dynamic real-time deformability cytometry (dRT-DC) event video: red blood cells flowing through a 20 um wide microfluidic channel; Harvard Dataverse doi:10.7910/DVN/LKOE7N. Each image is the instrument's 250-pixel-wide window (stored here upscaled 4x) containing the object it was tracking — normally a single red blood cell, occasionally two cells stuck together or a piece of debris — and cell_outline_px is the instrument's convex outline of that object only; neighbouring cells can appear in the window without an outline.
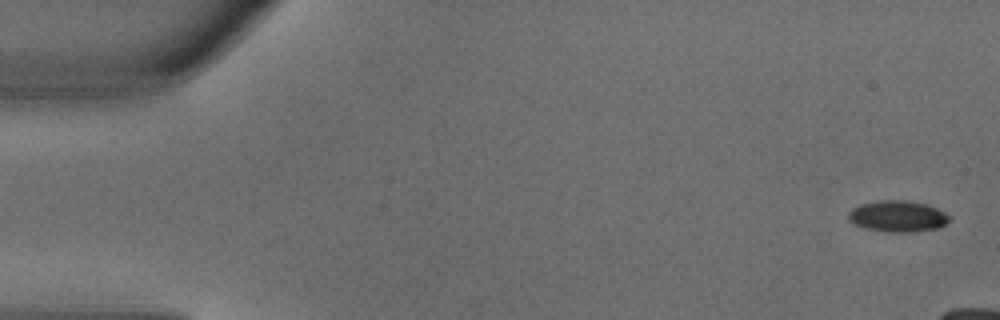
{"species": "common noctule bat (a hibernating species)", "species_latin": "Nyctalus noctula", "temperature_condition": "warm", "stored_images_in_passage": 2, "segment_of_instrument_passage": [2, 2], "camera_frame_rate_fps": 3000, "um_per_image_px": 0.085, "animal": {"sex": "male", "body_mass_g": 18.8}, "frame": {"image": 1, "passage_image": 2, "time_ms": 0.333, "image_size_px": [1000, 320], "cell_outline_px": [[952, 216], [940, 228], [908, 232], [884, 232], [864, 228], [852, 224], [848, 220], [848, 212], [852, 208], [860, 204], [880, 200], [904, 200], [928, 204]], "centroid_in_image_um": [76.27, 18.38], "position_along_channel_um": 8.7, "area_um2": 18.61}}